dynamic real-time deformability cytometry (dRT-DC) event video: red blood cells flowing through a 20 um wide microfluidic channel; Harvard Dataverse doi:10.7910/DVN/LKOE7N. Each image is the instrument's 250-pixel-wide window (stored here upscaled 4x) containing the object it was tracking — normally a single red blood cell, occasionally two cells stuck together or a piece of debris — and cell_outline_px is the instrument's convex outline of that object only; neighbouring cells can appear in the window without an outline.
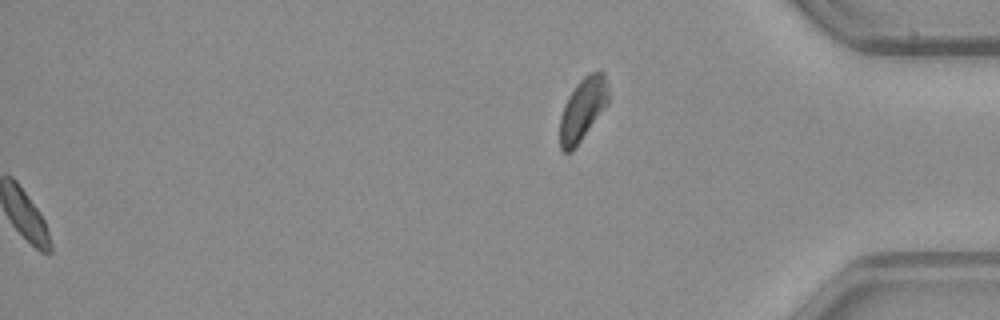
{"species": "common noctule bat (a hibernating species)", "species_latin": "Nyctalus noctula", "temperature_condition": "warm", "stored_images_in_passage": 49, "segment_of_instrument_passage": [2, 2], "camera_frame_rate_fps": 3000, "um_per_image_px": 0.085, "animal": {"sex": "male", "body_mass_g": 23.1, "forearm_length_mm": 52.7}, "frame": {"image": 1, "passage_image": 49, "time_ms": 16.0, "image_size_px": [1000, 320], "cell_outline_px": [[608, 104], [572, 152], [564, 152], [560, 148], [560, 116], [564, 104], [568, 96], [576, 84], [584, 76], [600, 68], [604, 72], [608, 84]], "centroid_in_image_um": [49.54, 9.25], "position_along_channel_um": 385.7, "area_um2": 17.92}}